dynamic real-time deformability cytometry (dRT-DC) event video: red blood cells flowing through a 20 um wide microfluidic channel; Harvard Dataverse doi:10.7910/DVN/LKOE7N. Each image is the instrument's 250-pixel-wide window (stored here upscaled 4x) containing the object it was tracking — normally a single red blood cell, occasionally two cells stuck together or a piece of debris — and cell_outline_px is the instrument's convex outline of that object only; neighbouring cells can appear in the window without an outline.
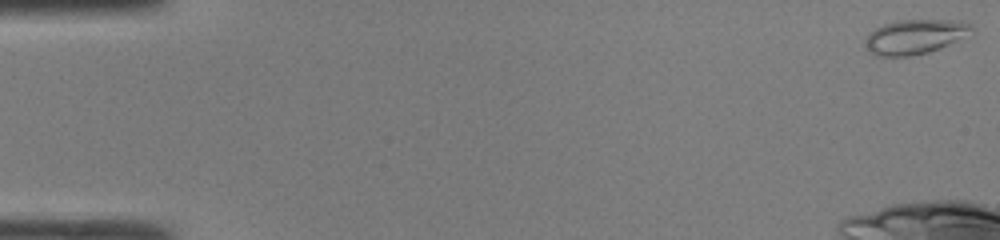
{"species": "common noctule bat (a hibernating species)", "species_latin": "Nyctalus noctula", "temperature_condition": "room temperature", "stored_images_in_passage": 12, "camera_frame_rate_fps": 3000, "um_per_image_px": 0.085, "animal": {"sex": "male", "body_mass_g": 19.0, "forearm_length_mm": 50.8}, "frame": {"image": 1, "passage_image": 1, "time_ms": 0.0, "image_size_px": [1000, 240], "cell_outline_px": [[976, 28], [948, 44], [940, 48], [928, 52], [912, 56], [876, 56], [868, 52], [868, 36], [876, 28], [884, 24], [896, 20], [960, 20], [972, 24]], "centroid_in_image_um": [77.79, 3.11], "position_along_channel_um": 7.2, "area_um2": 21.04}}